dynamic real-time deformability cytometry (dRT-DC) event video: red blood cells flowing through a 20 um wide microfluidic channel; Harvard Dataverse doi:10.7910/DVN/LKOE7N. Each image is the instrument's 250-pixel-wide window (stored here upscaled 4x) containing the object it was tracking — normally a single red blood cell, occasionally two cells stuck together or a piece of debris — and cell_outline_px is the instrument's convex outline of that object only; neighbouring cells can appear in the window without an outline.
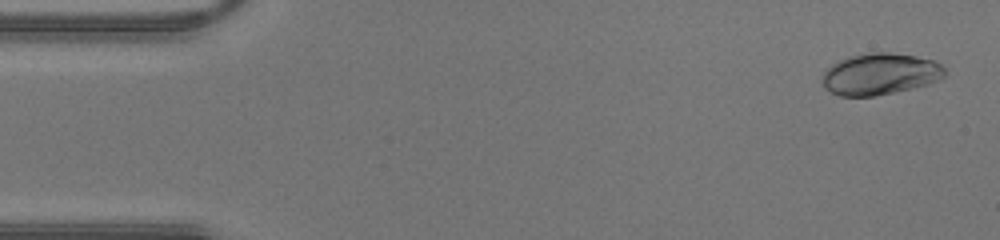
{"species": "human", "species_latin": "Homo sapiens", "temperature_condition": "warm", "stored_images_in_passage": 44, "camera_frame_rate_fps": 3000, "um_per_image_px": 0.085, "donor": {"sex": "male"}, "frame": {"image": 1, "passage_image": 2, "time_ms": 0.333, "image_size_px": [1000, 240], "cell_outline_px": [[948, 72], [944, 76], [928, 84], [912, 88], [876, 96], [840, 96], [824, 88], [820, 80], [824, 72], [832, 64], [848, 56], [868, 52], [892, 52], [916, 56], [932, 60], [940, 64]], "centroid_in_image_um": [74.78, 6.28], "position_along_channel_um": 10.2, "area_um2": 29.82}}
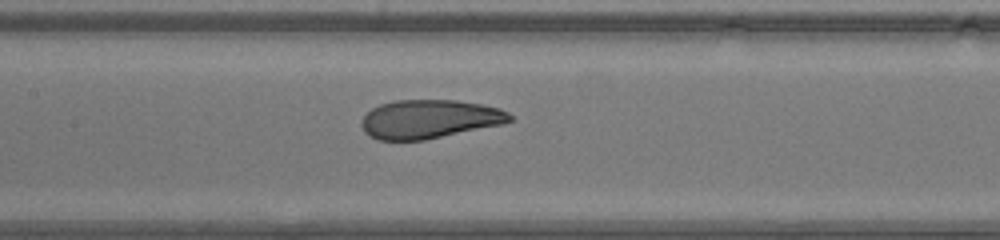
{"frame": {"image": 2, "passage_image": 21, "time_ms": 6.667, "image_size_px": [1000, 240], "cell_outline_px": [[512, 120], [504, 124], [424, 140], [376, 140], [368, 136], [364, 132], [360, 124], [360, 120], [372, 108], [380, 104], [396, 100], [456, 100], [484, 104], [500, 108], [508, 112], [512, 116]], "centroid_in_image_um": [36.49, 10.12], "position_along_channel_um": 170.9, "area_um2": 33.76}}
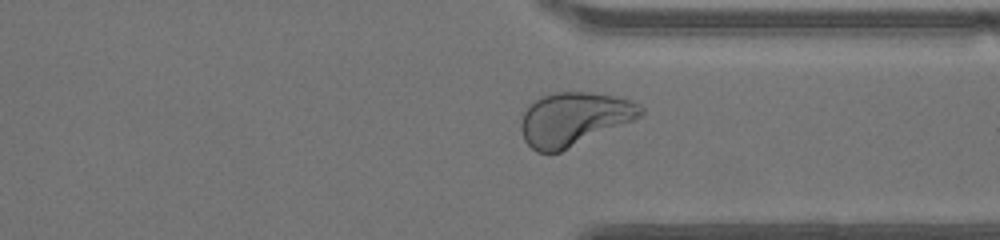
{"frame": {"image": 3, "passage_image": 33, "time_ms": 10.667, "image_size_px": [1000, 240], "cell_outline_px": [[644, 116], [636, 120], [560, 152], [536, 152], [524, 140], [520, 128], [520, 112], [536, 100], [544, 96], [556, 92], [592, 92], [616, 96], [632, 100], [640, 104], [644, 108]], "centroid_in_image_um": [48.82, 10.11], "position_along_channel_um": 362.6, "area_um2": 37.8}}